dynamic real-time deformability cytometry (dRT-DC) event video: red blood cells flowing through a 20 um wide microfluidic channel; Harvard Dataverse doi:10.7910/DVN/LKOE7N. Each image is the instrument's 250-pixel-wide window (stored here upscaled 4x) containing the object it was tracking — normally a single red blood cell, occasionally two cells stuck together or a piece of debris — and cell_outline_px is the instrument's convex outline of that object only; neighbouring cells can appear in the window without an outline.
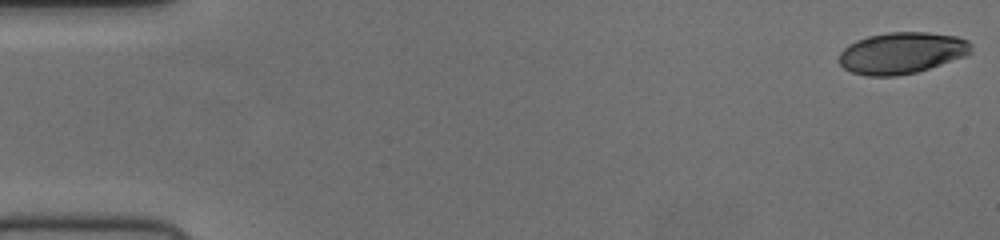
{"species": "human", "species_latin": "Homo sapiens", "temperature_condition": "cold", "stored_images_in_passage": 53, "camera_frame_rate_fps": 3000, "um_per_image_px": 0.085, "donor": {"sex": "female"}, "frame": {"image": 1, "passage_image": 1, "time_ms": 0.0, "image_size_px": [1000, 240], "cell_outline_px": [[972, 52], [964, 56], [916, 72], [896, 76], [868, 76], [852, 72], [844, 68], [840, 64], [840, 52], [848, 44], [856, 40], [868, 36], [888, 32], [928, 32], [956, 36], [968, 40], [972, 44]], "centroid_in_image_um": [76.65, 4.49], "position_along_channel_um": 8.4, "area_um2": 31.85}}
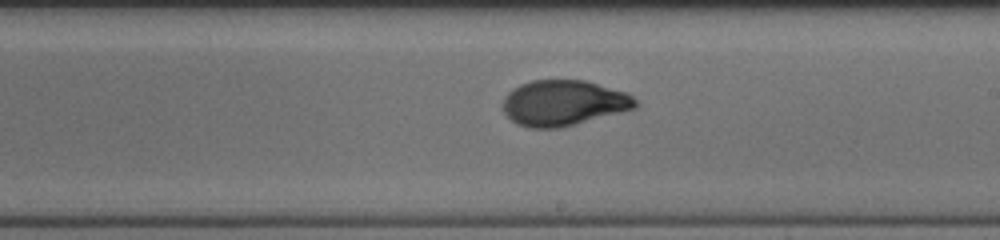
{"frame": {"image": 2, "passage_image": 31, "time_ms": 10.0, "image_size_px": [1000, 240], "cell_outline_px": [[640, 104], [636, 108], [560, 128], [528, 128], [516, 124], [504, 112], [504, 96], [512, 88], [520, 84], [532, 80], [588, 80], [628, 92]], "centroid_in_image_um": [47.93, 8.74], "position_along_channel_um": 241.1, "area_um2": 35.49}}
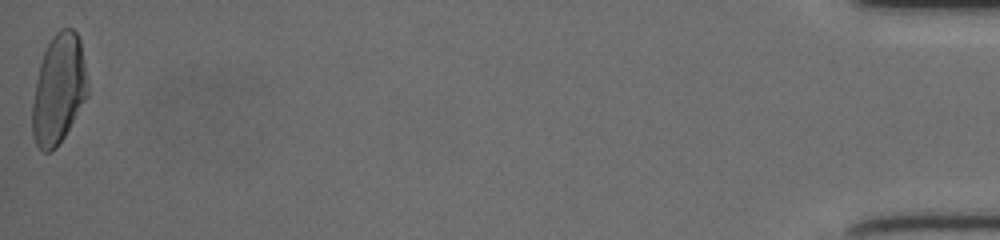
{"frame": {"image": 3, "passage_image": 53, "time_ms": 17.333, "image_size_px": [1000, 240], "cell_outline_px": [[88, 96], [64, 136], [56, 148], [48, 152], [44, 152], [36, 144], [32, 136], [32, 104], [36, 80], [40, 64], [44, 52], [52, 36], [60, 28], [72, 28], [76, 32], [80, 40], [84, 64], [88, 92]], "centroid_in_image_um": [4.97, 7.59], "position_along_channel_um": 430.2, "area_um2": 35.08}}